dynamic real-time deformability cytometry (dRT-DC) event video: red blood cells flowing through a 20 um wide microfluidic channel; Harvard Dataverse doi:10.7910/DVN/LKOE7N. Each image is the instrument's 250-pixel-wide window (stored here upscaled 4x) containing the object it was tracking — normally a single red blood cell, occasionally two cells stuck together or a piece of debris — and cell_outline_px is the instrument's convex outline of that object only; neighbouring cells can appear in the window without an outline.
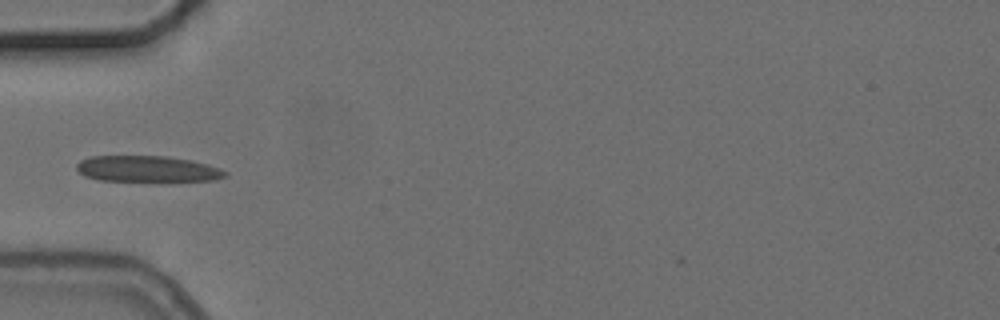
{"species": "common noctule bat (a hibernating species)", "species_latin": "Nyctalus noctula", "temperature_condition": "cold", "stored_images_in_passage": 2, "camera_frame_rate_fps": 3000, "um_per_image_px": 0.085, "animal": {"sex": "female", "body_mass_g": 24.6, "forearm_length_mm": 56.2}, "frame": {"image": 1, "passage_image": 2, "time_ms": 1.0, "image_size_px": [1000, 320], "cell_outline_px": [[228, 176], [216, 180], [168, 184], [100, 180], [84, 176], [76, 168], [76, 164], [80, 160], [92, 156], [164, 156], [192, 160], [208, 164], [220, 168], [228, 172]], "centroid_in_image_um": [12.63, 14.42], "position_along_channel_um": 72.4, "area_um2": 24.04}}